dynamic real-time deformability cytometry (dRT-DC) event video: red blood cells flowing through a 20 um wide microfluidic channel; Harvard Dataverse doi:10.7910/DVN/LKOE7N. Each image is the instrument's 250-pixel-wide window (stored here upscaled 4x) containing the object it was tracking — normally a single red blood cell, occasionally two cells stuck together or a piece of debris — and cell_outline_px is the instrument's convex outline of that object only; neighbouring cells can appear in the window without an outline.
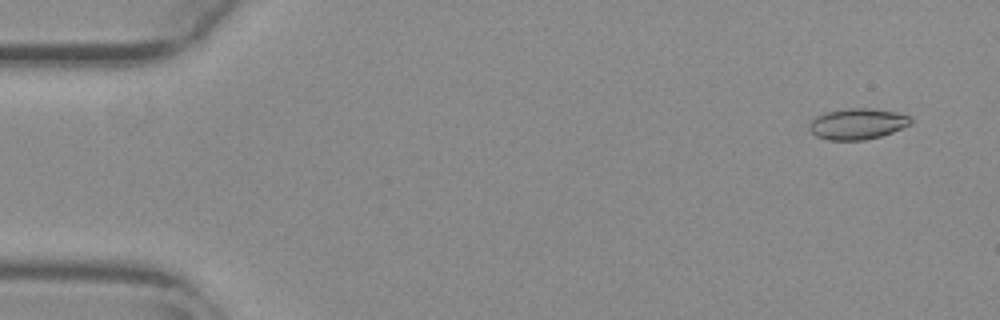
{"species": "common noctule bat (a hibernating species)", "species_latin": "Nyctalus noctula", "temperature_condition": "warm", "stored_images_in_passage": 11, "camera_frame_rate_fps": 3000, "um_per_image_px": 0.085, "animal": {"sex": "female", "body_mass_g": 29.2, "forearm_length_mm": 56.3}, "frame": {"image": 1, "passage_image": 4, "time_ms": 1.0, "image_size_px": [1000, 320], "cell_outline_px": [[912, 124], [892, 132], [880, 136], [864, 140], [828, 140], [816, 136], [808, 128], [808, 124], [816, 116], [824, 112], [848, 108], [872, 108], [896, 112], [912, 116]], "centroid_in_image_um": [72.89, 10.52], "position_along_channel_um": 12.1, "area_um2": 18.5}}